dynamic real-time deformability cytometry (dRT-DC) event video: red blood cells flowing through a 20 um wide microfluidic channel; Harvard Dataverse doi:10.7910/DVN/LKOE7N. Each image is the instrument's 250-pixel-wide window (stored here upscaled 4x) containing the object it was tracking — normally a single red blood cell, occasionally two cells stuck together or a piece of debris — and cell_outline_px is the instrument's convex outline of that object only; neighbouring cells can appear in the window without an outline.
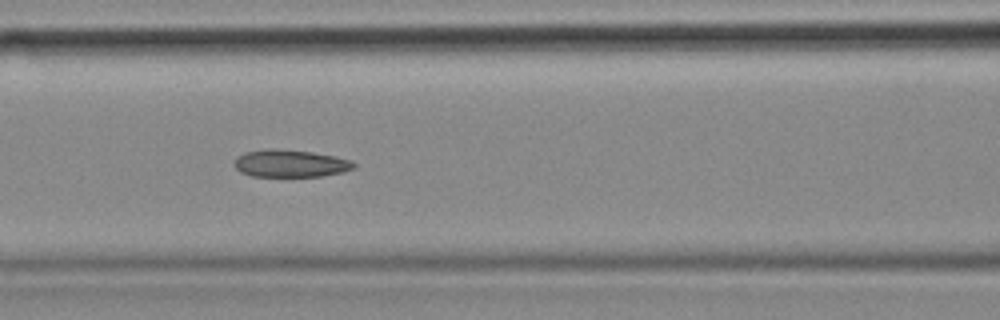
{"species": "common noctule bat (a hibernating species)", "species_latin": "Nyctalus noctula", "temperature_condition": "cold", "stored_images_in_passage": 17, "camera_frame_rate_fps": 3000, "um_per_image_px": 0.085, "animal": {"sex": "female", "body_mass_g": 18.4}, "frame": {"image": 1, "passage_image": 10, "time_ms": 3.0, "image_size_px": [1000, 320], "cell_outline_px": [[356, 168], [340, 172], [320, 176], [252, 176], [240, 172], [232, 164], [244, 152], [272, 148], [276, 148], [312, 152], [352, 160], [356, 164]], "centroid_in_image_um": [24.67, 13.89], "position_along_channel_um": 141.9, "area_um2": 18.96}}